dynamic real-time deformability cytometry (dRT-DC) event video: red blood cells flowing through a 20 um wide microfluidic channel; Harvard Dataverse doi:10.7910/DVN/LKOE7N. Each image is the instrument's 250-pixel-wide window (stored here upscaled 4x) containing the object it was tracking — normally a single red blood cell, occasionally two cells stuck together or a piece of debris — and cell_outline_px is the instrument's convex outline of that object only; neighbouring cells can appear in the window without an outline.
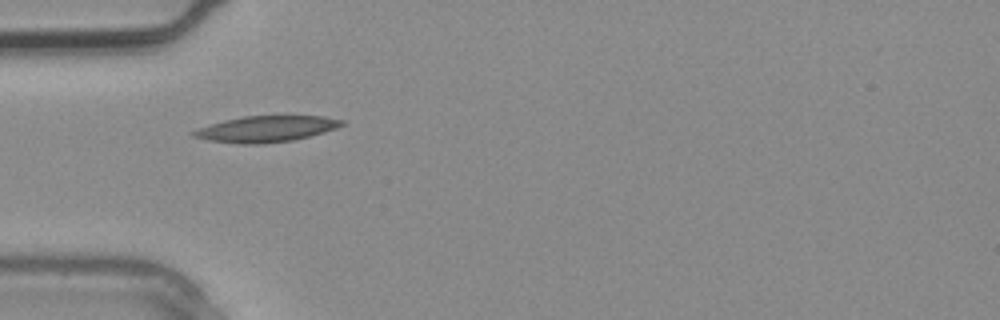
{"species": "common noctule bat (a hibernating species)", "species_latin": "Nyctalus noctula", "temperature_condition": "warm", "stored_images_in_passage": 4, "camera_frame_rate_fps": 3000, "um_per_image_px": 0.085, "animal": {"sex": "male", "body_mass_g": 20.4}, "frame": {"image": 1, "passage_image": 4, "time_ms": 1.0, "image_size_px": [1000, 320], "cell_outline_px": [[344, 124], [336, 128], [324, 132], [292, 140], [264, 144], [240, 144], [208, 140], [192, 136], [188, 132], [224, 120], [244, 116], [324, 116], [344, 120]], "centroid_in_image_um": [22.61, 10.96], "position_along_channel_um": 62.4, "area_um2": 22.43}}